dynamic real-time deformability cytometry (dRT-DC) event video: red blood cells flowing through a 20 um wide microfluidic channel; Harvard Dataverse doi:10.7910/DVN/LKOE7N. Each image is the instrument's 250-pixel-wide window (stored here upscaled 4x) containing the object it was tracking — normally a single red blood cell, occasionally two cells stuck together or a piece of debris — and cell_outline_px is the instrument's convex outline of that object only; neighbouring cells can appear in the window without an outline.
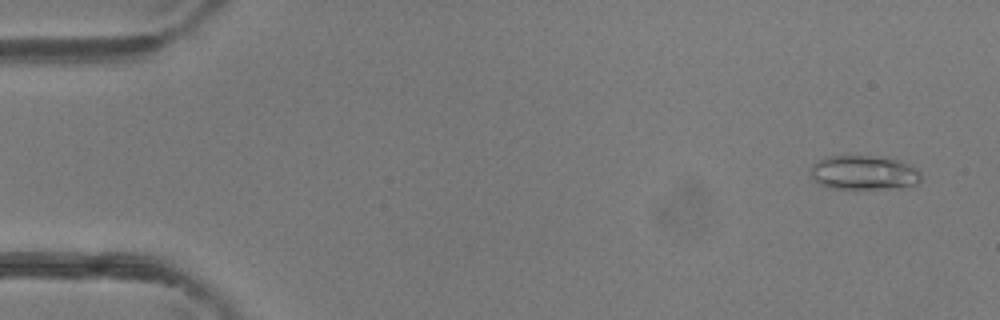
{"species": "common noctule bat (a hibernating species)", "species_latin": "Nyctalus noctula", "temperature_condition": "room temperature", "stored_images_in_passage": 47, "camera_frame_rate_fps": 3000, "um_per_image_px": 0.085, "animal": {"sex": "female"}, "frame": {"image": 1, "passage_image": 3, "time_ms": 0.667, "image_size_px": [1000, 320], "cell_outline_px": [[920, 180], [916, 184], [888, 188], [828, 188], [820, 184], [812, 176], [812, 164], [816, 160], [824, 156], [872, 156], [896, 160], [908, 164], [916, 168], [920, 172]], "centroid_in_image_um": [73.39, 14.66], "position_along_channel_um": 11.6, "area_um2": 21.68}}
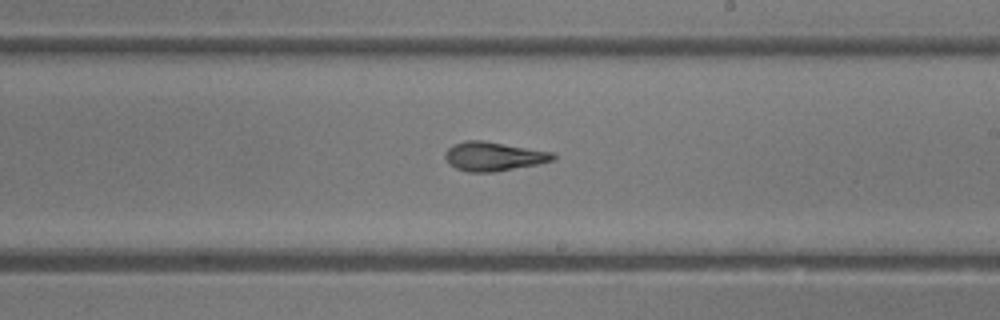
{"frame": {"image": 2, "passage_image": 28, "time_ms": 9.0, "image_size_px": [1000, 320], "cell_outline_px": [[556, 160], [540, 164], [496, 172], [468, 172], [456, 168], [448, 164], [444, 156], [444, 152], [452, 144], [464, 140], [484, 140], [552, 152], [556, 156]], "centroid_in_image_um": [41.94, 13.29], "position_along_channel_um": 247.1, "area_um2": 18.61}}
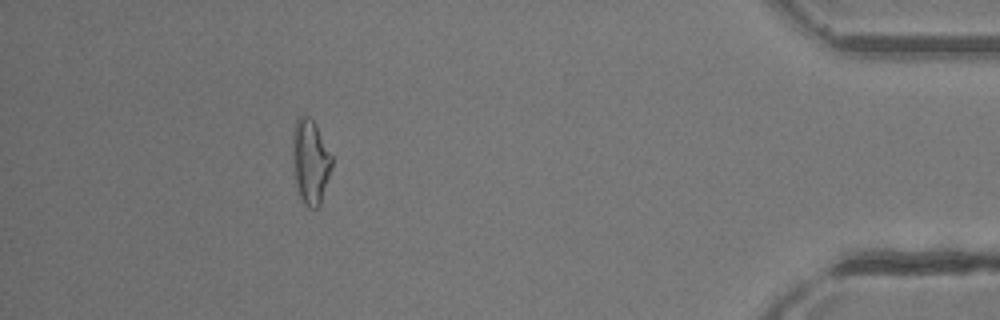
{"frame": {"image": 3, "passage_image": 43, "time_ms": 14.0, "image_size_px": [1000, 320], "cell_outline_px": [[332, 164], [320, 204], [316, 208], [308, 208], [304, 204], [300, 196], [296, 184], [292, 156], [292, 152], [296, 120], [300, 116], [308, 116], [316, 124], [332, 156]], "centroid_in_image_um": [26.39, 13.74], "position_along_channel_um": 408.8, "area_um2": 18.9}, "authors_computed_cell_mechanics": {"area_um2": 18.6116, "velocity_mm_per_s": 4.3674, "shape_relaxation_time_tau1_ms": 6.7089, "shape_relaxation_time_tau2_ms": 2.6904, "deformation_change_tau1": 0.2248, "deformation_change_tau2": 0.1105}}